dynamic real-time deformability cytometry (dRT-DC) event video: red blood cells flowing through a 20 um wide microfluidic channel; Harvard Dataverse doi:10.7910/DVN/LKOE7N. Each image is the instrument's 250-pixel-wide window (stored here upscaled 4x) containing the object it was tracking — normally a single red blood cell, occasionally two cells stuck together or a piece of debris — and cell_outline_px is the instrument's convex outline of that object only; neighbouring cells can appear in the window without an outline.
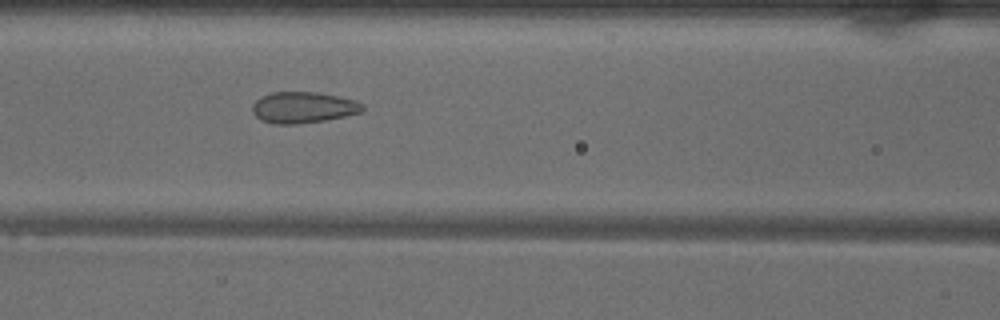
{"species": "common noctule bat (a hibernating species)", "species_latin": "Nyctalus noctula", "temperature_condition": "warm", "stored_images_in_passage": 44, "camera_frame_rate_fps": 3000, "um_per_image_px": 0.085, "animal": {"sex": "male", "body_mass_g": 18.8}, "frame": {"image": 1, "passage_image": 15, "time_ms": 4.667, "image_size_px": [1000, 320], "cell_outline_px": [[364, 108], [360, 112], [344, 116], [324, 120], [296, 124], [272, 124], [260, 120], [252, 112], [252, 104], [260, 96], [272, 92], [316, 92], [356, 100], [364, 104]], "centroid_in_image_um": [25.73, 9.13], "position_along_channel_um": 140.9, "area_um2": 20.06}}
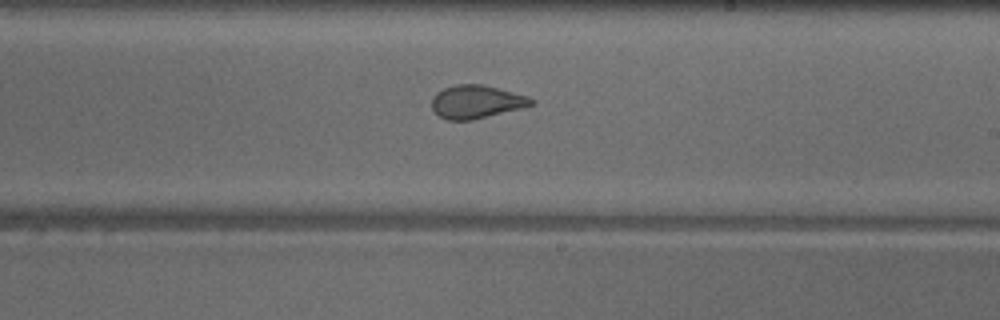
{"frame": {"image": 2, "passage_image": 23, "time_ms": 7.333, "image_size_px": [1000, 320], "cell_outline_px": [[536, 100], [532, 104], [524, 108], [472, 120], [448, 120], [440, 116], [432, 108], [432, 96], [436, 92], [444, 88], [456, 84], [484, 84], [528, 96]], "centroid_in_image_um": [40.51, 8.64], "position_along_channel_um": 248.5, "area_um2": 19.36}}
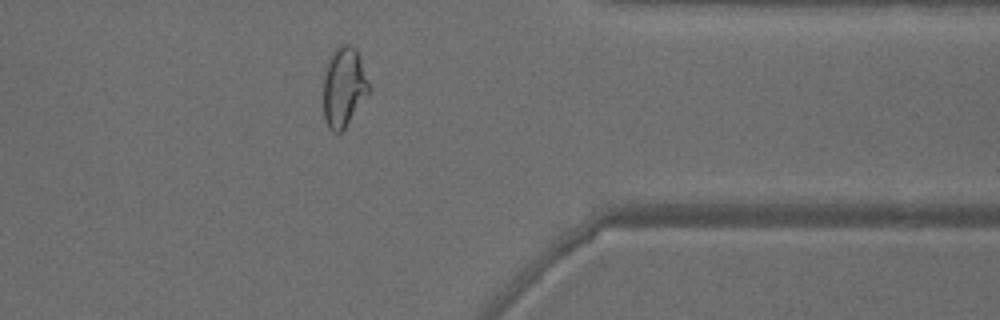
{"frame": {"image": 3, "passage_image": 34, "time_ms": 11.0, "image_size_px": [1000, 320], "cell_outline_px": [[372, 88], [344, 128], [340, 132], [332, 132], [328, 128], [324, 120], [324, 68], [328, 56], [340, 44], [352, 44], [356, 48]], "centroid_in_image_um": [29.22, 7.35], "position_along_channel_um": 382.2, "area_um2": 21.44}, "authors_computed_cell_mechanics": {"area_um2": 21.097, "velocity_mm_per_s": 4.0494, "shape_relaxation_time_tau1_ms": 10.3014, "shape_relaxation_time_tau2_ms": 0.7576, "deformation_change_tau1": 0.2107, "deformation_change_tau2": 0.0774}}